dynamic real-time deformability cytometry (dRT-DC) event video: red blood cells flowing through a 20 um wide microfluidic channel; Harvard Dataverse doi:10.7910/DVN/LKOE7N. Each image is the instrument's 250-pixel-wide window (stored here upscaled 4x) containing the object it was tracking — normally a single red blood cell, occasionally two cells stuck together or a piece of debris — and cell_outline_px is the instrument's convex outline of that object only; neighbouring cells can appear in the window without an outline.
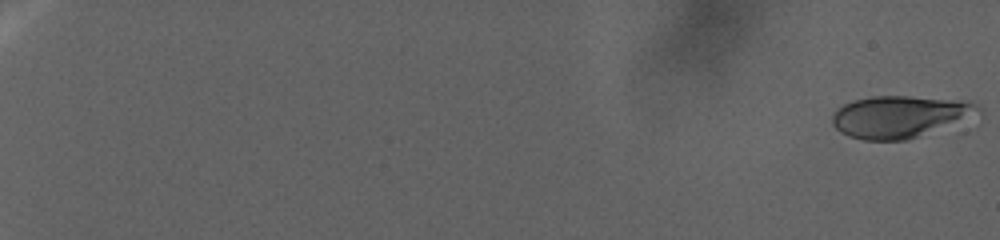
{"species": "human", "species_latin": "Homo sapiens", "temperature_condition": "warm", "stored_images_in_passage": 109, "camera_frame_rate_fps": 3000, "um_per_image_px": 0.085, "donor": {"sex": "female"}, "frame": {"image": 1, "passage_image": 1, "time_ms": 0.0, "image_size_px": [1000, 240], "cell_outline_px": [[980, 112], [916, 136], [904, 140], [864, 140], [848, 136], [840, 132], [832, 124], [832, 116], [836, 108], [844, 104], [856, 100], [872, 96], [908, 96], [968, 100], [976, 104], [980, 108]], "centroid_in_image_um": [76.38, 9.89], "position_along_channel_um": 8.6, "area_um2": 34.91}}
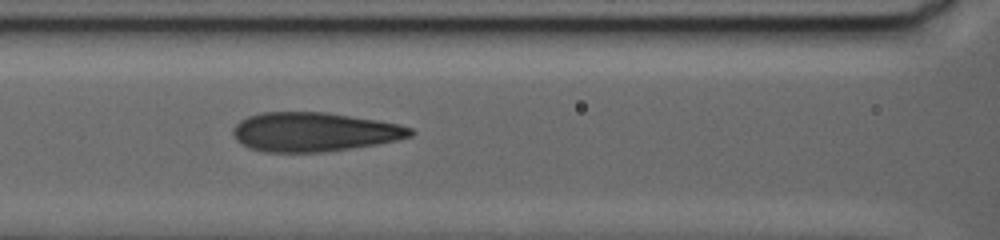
{"frame": {"image": 2, "passage_image": 62, "time_ms": 29.0, "image_size_px": [1000, 240], "cell_outline_px": [[416, 132], [412, 136], [396, 140], [376, 144], [324, 152], [264, 152], [248, 148], [236, 140], [232, 132], [232, 128], [240, 120], [248, 116], [260, 112], [328, 112], [380, 120], [400, 124], [412, 128]], "centroid_in_image_um": [26.7, 11.2], "position_along_channel_um": 139.9, "area_um2": 40.81}}
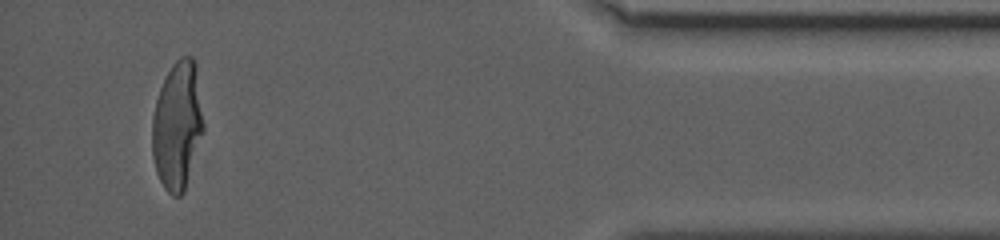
{"frame": {"image": 3, "passage_image": 107, "time_ms": 52.333, "image_size_px": [1000, 240], "cell_outline_px": [[204, 132], [184, 192], [180, 196], [172, 196], [164, 188], [156, 172], [152, 156], [152, 120], [156, 100], [160, 88], [172, 64], [180, 56], [192, 56], [196, 64], [204, 124]], "centroid_in_image_um": [15.09, 10.68], "position_along_channel_um": 420.1, "area_um2": 38.61}}